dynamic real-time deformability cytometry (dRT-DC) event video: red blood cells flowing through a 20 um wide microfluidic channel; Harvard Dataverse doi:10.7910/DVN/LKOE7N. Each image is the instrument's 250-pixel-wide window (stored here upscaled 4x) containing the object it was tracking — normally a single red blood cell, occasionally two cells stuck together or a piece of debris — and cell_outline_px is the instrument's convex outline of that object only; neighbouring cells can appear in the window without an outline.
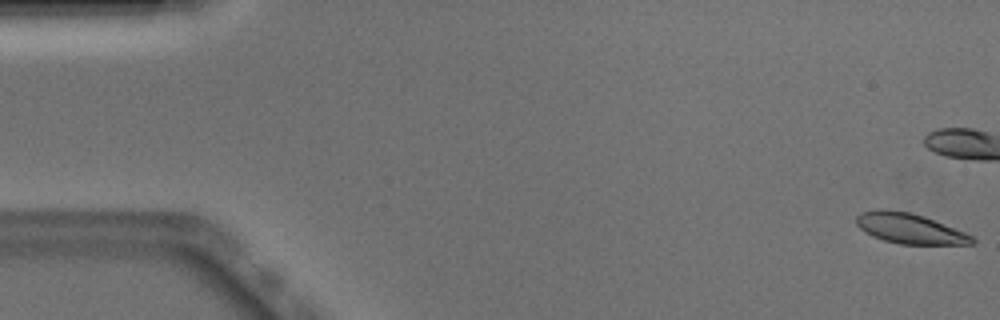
{"species": "Egyptian fruit bat (a non-hibernating species)", "species_latin": "Rousettus aegyptiacus", "temperature_condition": "warm", "stored_images_in_passage": 3, "camera_frame_rate_fps": 3000, "um_per_image_px": 0.085, "animal": {"sex": "male"}, "frame": {"image": 1, "passage_image": 1, "time_ms": 0.0, "image_size_px": [1000, 320], "cell_outline_px": [[976, 244], [900, 244], [884, 240], [872, 236], [864, 232], [856, 224], [856, 216], [860, 212], [880, 208], [884, 208], [908, 212], [924, 216], [964, 232], [972, 236], [976, 240]], "centroid_in_image_um": [77.29, 19.41], "position_along_channel_um": 7.7, "area_um2": 20.46}}